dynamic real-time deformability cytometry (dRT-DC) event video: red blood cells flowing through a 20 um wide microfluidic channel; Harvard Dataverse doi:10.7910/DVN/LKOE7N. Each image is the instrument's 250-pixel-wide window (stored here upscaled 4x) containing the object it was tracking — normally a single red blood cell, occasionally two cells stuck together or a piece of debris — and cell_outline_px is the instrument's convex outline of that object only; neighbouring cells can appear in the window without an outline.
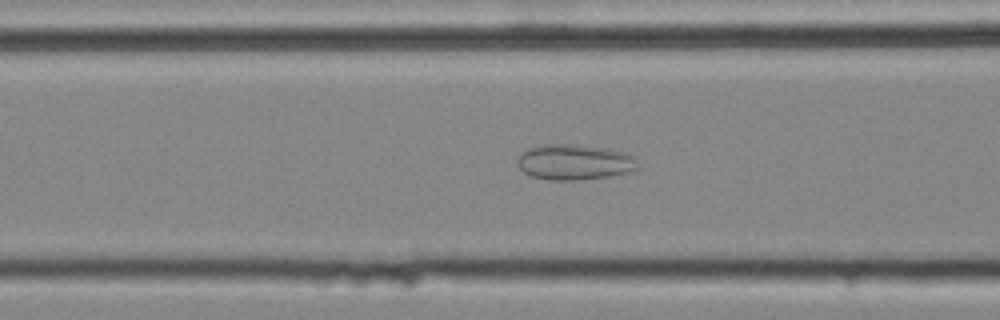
{"species": "common noctule bat (a hibernating species)", "species_latin": "Nyctalus noctula", "temperature_condition": "cold", "stored_images_in_passage": 48, "camera_frame_rate_fps": 3000, "um_per_image_px": 0.085, "animal": {"sex": "female", "body_mass_g": 25.1}, "frame": {"image": 1, "passage_image": 15, "time_ms": 4.667, "image_size_px": [1000, 320], "cell_outline_px": [[640, 168], [628, 172], [608, 176], [576, 180], [552, 180], [532, 176], [524, 172], [516, 164], [516, 160], [520, 152], [528, 148], [544, 144], [568, 144], [608, 148], [624, 152], [632, 156]], "centroid_in_image_um": [48.79, 13.77], "position_along_channel_um": 117.8, "area_um2": 24.91}}
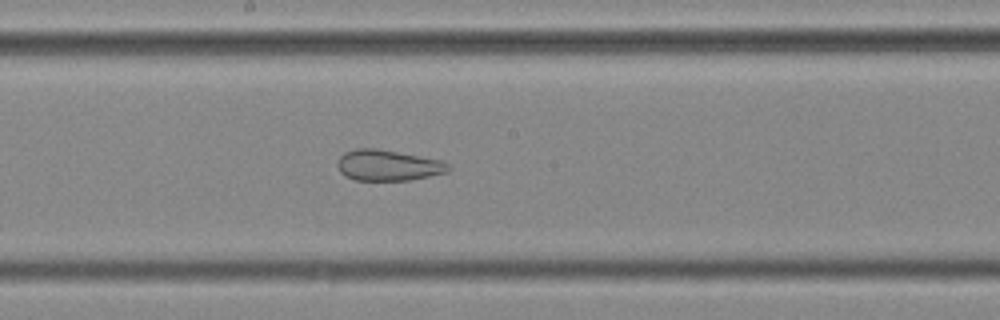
{"frame": {"image": 2, "passage_image": 23, "time_ms": 7.333, "image_size_px": [1000, 320], "cell_outline_px": [[452, 168], [448, 172], [408, 180], [356, 180], [344, 176], [340, 172], [336, 164], [340, 156], [344, 152], [356, 148], [376, 148], [440, 160], [448, 164]], "centroid_in_image_um": [32.94, 14.05], "position_along_channel_um": 215.3, "area_um2": 19.88}}
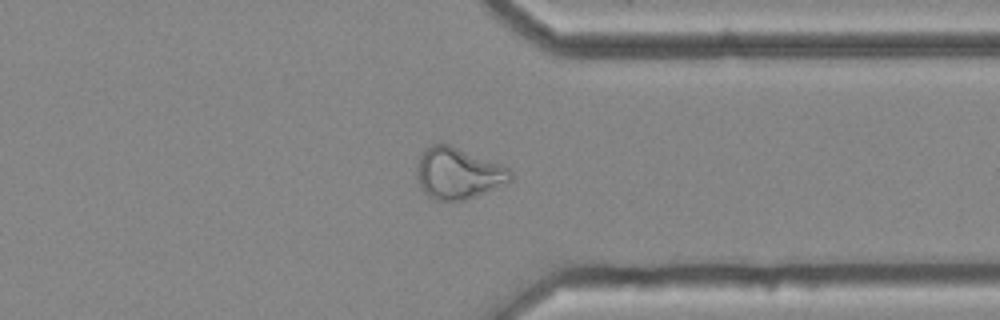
{"frame": {"image": 3, "passage_image": 36, "time_ms": 11.667, "image_size_px": [1000, 320], "cell_outline_px": [[512, 180], [496, 188], [464, 200], [432, 200], [420, 188], [416, 176], [416, 164], [424, 148], [432, 144], [448, 144], [508, 168], [512, 172]], "centroid_in_image_um": [38.88, 14.74], "position_along_channel_um": 372.5, "area_um2": 27.8}, "authors_computed_cell_mechanics": {"area_um2": 28.033, "velocity_mm_per_s": 3.6545, "shape_relaxation_time_tau1_ms": null, "shape_relaxation_time_tau2_ms": 1.6589, "deformation_change_tau1": null, "deformation_change_tau2": 0.0843}}